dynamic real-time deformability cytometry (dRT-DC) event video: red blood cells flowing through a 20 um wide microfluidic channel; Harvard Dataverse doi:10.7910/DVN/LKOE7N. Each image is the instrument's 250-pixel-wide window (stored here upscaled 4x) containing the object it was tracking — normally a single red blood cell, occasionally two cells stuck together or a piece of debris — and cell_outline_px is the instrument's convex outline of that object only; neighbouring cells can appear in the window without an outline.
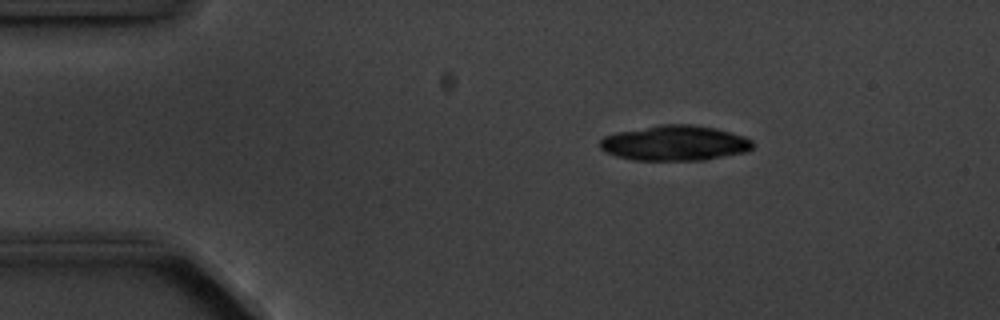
{"species": "common noctule bat (a hibernating species)", "species_latin": "Nyctalus noctula", "temperature_condition": "cold", "stored_images_in_passage": 4, "camera_frame_rate_fps": 3000, "um_per_image_px": 0.085, "animal": {"sex": "male", "body_mass_g": 20.1, "forearm_length_mm": 53.5}, "frame": {"image": 1, "passage_image": 1, "time_ms": 0.0, "image_size_px": [1000, 320], "cell_outline_px": [[756, 144], [748, 152], [704, 160], [632, 160], [616, 156], [604, 152], [600, 148], [600, 140], [604, 136], [616, 132], [660, 124], [692, 124], [716, 128], [732, 132], [744, 136], [752, 140]], "centroid_in_image_um": [57.38, 12.16], "position_along_channel_um": 27.6, "area_um2": 31.79}}